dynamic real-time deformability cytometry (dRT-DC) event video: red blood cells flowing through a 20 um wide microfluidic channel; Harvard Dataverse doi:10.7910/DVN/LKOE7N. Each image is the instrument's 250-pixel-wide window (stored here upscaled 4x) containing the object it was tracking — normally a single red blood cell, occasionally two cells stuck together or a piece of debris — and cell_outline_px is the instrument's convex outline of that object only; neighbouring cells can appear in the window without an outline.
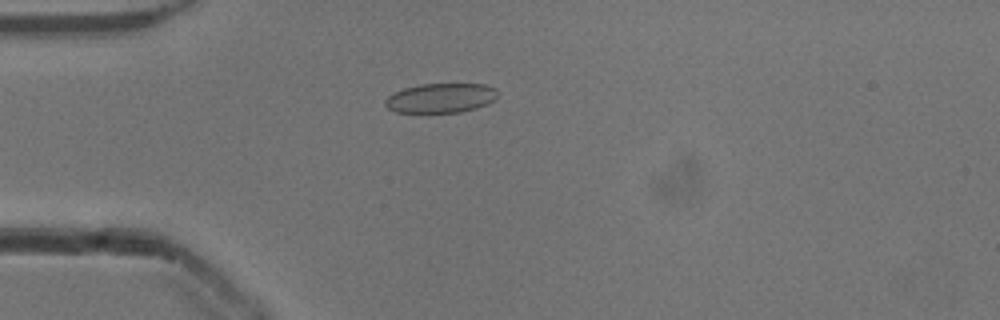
{"species": "common noctule bat (a hibernating species)", "species_latin": "Nyctalus noctula", "temperature_condition": "cold", "stored_images_in_passage": 46, "camera_frame_rate_fps": 3000, "um_per_image_px": 0.085, "animal": {"sex": "male", "body_mass_g": 13.3}, "frame": {"image": 1, "passage_image": 7, "time_ms": 2.0, "image_size_px": [1000, 320], "cell_outline_px": [[500, 92], [496, 100], [488, 104], [476, 108], [460, 112], [396, 112], [388, 108], [384, 104], [384, 100], [388, 96], [404, 88], [420, 84], [484, 84], [496, 88]], "centroid_in_image_um": [37.52, 8.33], "position_along_channel_um": 47.5, "area_um2": 19.48}}
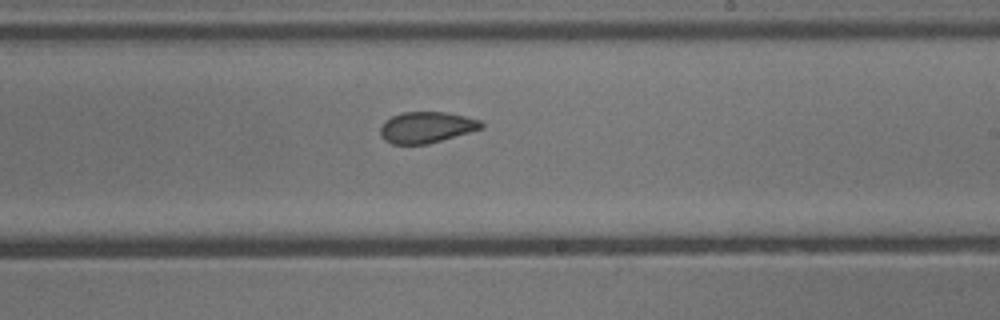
{"frame": {"image": 2, "passage_image": 24, "time_ms": 7.667, "image_size_px": [1000, 320], "cell_outline_px": [[484, 128], [428, 144], [392, 144], [384, 140], [380, 132], [380, 128], [384, 120], [392, 116], [404, 112], [448, 112], [480, 120], [484, 124]], "centroid_in_image_um": [36.25, 10.82], "position_along_channel_um": 252.7, "area_um2": 18.38}}
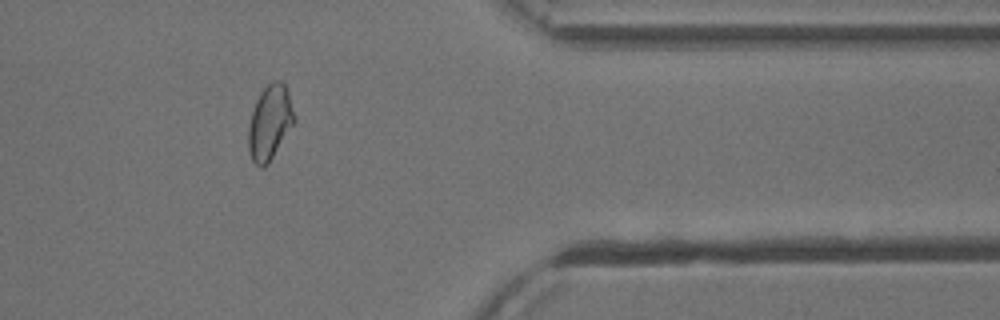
{"frame": {"image": 3, "passage_image": 36, "time_ms": 11.667, "image_size_px": [1000, 320], "cell_outline_px": [[296, 120], [268, 164], [264, 168], [260, 168], [252, 160], [248, 148], [248, 128], [252, 112], [256, 100], [260, 92], [272, 80], [280, 80], [284, 84], [288, 92], [296, 116]], "centroid_in_image_um": [22.94, 10.41], "position_along_channel_um": 388.5, "area_um2": 20.0}, "authors_computed_cell_mechanics": {"area_um2": 19.4786, "velocity_mm_per_s": 3.8728, "shape_relaxation_time_tau1_ms": 4.7064, "shape_relaxation_time_tau2_ms": 1.3037, "deformation_change_tau1": 0.0955, "deformation_change_tau2": 0.0409}}